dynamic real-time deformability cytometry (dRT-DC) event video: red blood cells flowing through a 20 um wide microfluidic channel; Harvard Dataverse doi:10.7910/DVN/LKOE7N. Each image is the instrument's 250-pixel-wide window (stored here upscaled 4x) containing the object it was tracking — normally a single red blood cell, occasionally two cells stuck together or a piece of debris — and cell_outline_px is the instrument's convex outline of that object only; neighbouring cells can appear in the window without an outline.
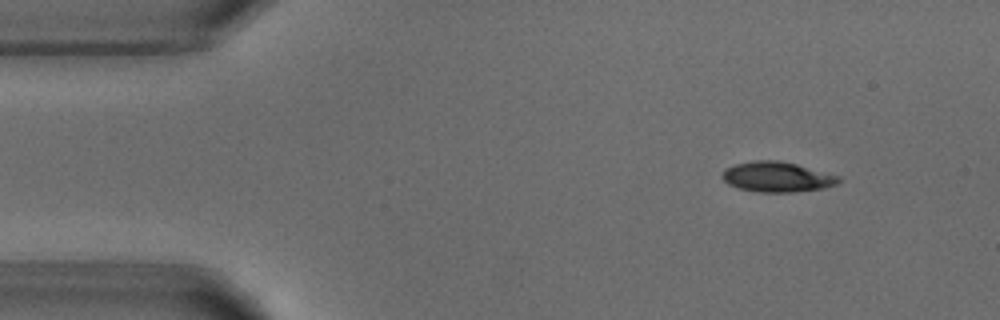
{"species": "common noctule bat (a hibernating species)", "species_latin": "Nyctalus noctula", "temperature_condition": "warm", "stored_images_in_passage": 7, "camera_frame_rate_fps": 3000, "um_per_image_px": 0.085, "animal": {"sex": "male", "body_mass_g": 18.8}, "frame": {"image": 1, "passage_image": 1, "time_ms": 0.0, "image_size_px": [1000, 320], "cell_outline_px": [[840, 180], [836, 184], [824, 188], [792, 192], [756, 192], [740, 188], [728, 184], [720, 176], [724, 168], [736, 164], [752, 160], [776, 160], [796, 164], [840, 176]], "centroid_in_image_um": [66.01, 15.03], "position_along_channel_um": 19.0, "area_um2": 20.46}}
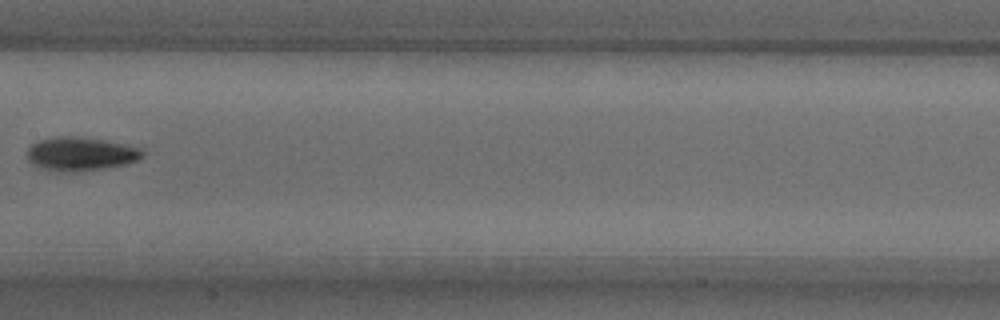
{"frame": {"image": 2, "passage_image": 6, "time_ms": 6.667, "image_size_px": [1000, 320], "cell_outline_px": [[144, 156], [136, 160], [124, 164], [104, 168], [76, 172], [40, 168], [32, 164], [28, 160], [28, 148], [32, 144], [40, 140], [52, 136], [84, 136], [144, 148]], "centroid_in_image_um": [6.87, 13.06], "position_along_channel_um": 200.5, "area_um2": 22.66}}
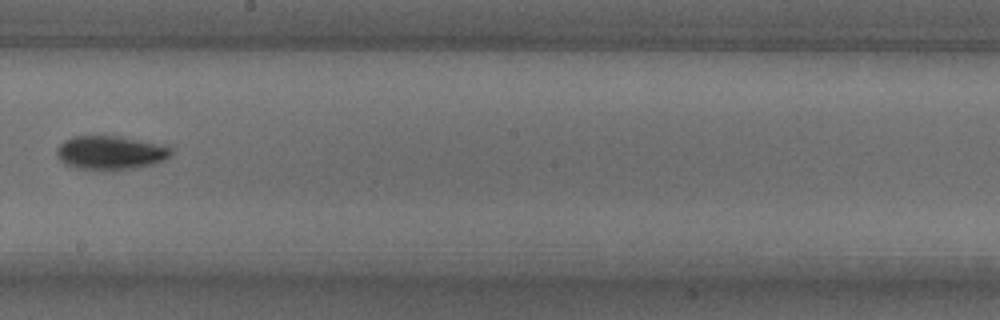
{"frame": {"image": 3, "passage_image": 7, "time_ms": 7.667, "image_size_px": [1000, 320], "cell_outline_px": [[172, 152], [164, 160], [152, 164], [136, 168], [80, 168], [64, 164], [56, 156], [56, 148], [64, 140], [72, 136], [116, 136], [156, 144], [172, 148]], "centroid_in_image_um": [9.32, 12.96], "position_along_channel_um": 238.9, "area_um2": 21.79}}